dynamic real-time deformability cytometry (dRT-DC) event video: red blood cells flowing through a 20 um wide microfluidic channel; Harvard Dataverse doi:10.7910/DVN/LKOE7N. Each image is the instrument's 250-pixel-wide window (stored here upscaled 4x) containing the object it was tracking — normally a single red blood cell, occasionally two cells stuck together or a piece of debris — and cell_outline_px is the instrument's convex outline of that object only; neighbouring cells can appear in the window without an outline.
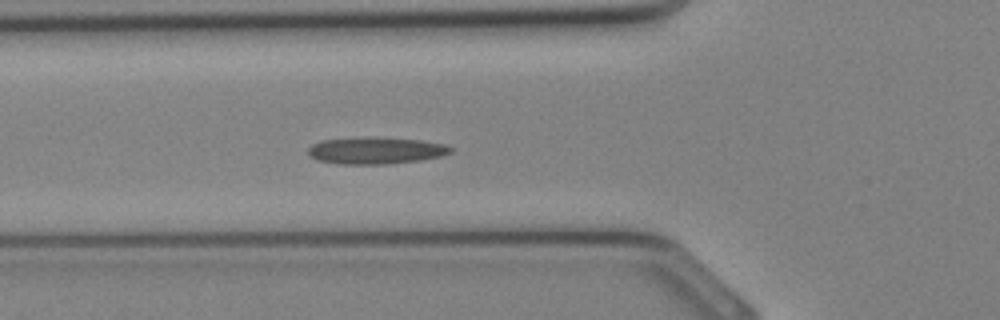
{"species": "Egyptian fruit bat (a non-hibernating species)", "species_latin": "Rousettus aegyptiacus", "temperature_condition": "cold", "stored_images_in_passage": 27, "camera_frame_rate_fps": 3000, "um_per_image_px": 0.085, "animal": {"sex": "female"}, "frame": {"image": 1, "passage_image": 7, "time_ms": 2.0, "image_size_px": [1000, 320], "cell_outline_px": [[452, 152], [440, 156], [420, 160], [388, 164], [336, 164], [320, 160], [312, 156], [308, 152], [308, 148], [312, 144], [320, 140], [368, 136], [420, 140], [444, 144], [452, 148]], "centroid_in_image_um": [31.92, 12.78], "position_along_channel_um": 93.9, "area_um2": 22.37}}
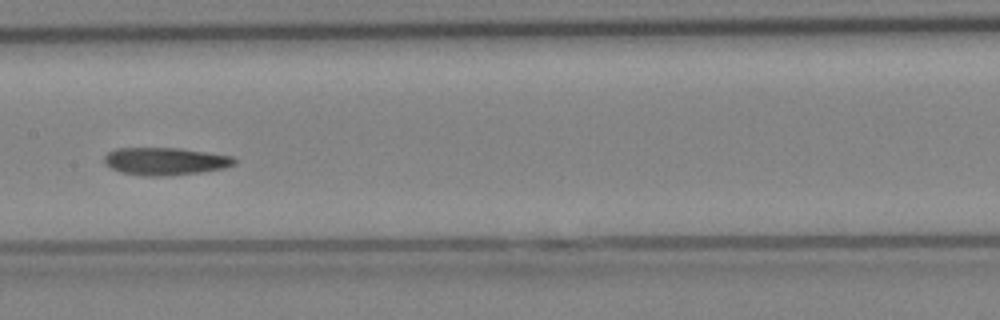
{"frame": {"image": 2, "passage_image": 12, "time_ms": 3.667, "image_size_px": [1000, 320], "cell_outline_px": [[236, 164], [224, 168], [200, 172], [164, 176], [144, 176], [120, 172], [104, 164], [104, 156], [108, 152], [116, 148], [180, 148], [236, 156]], "centroid_in_image_um": [14.06, 13.7], "position_along_channel_um": 193.3, "area_um2": 21.1}}
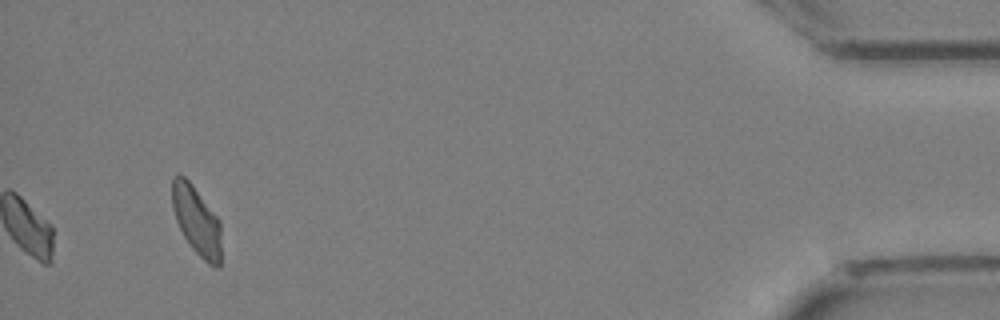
{"frame": {"image": 3, "passage_image": 27, "time_ms": 8.667, "image_size_px": [1000, 320], "cell_outline_px": [[220, 268], [216, 268], [208, 264], [192, 248], [184, 236], [176, 220], [172, 208], [172, 180], [176, 176], [184, 176], [192, 184], [220, 220]], "centroid_in_image_um": [16.72, 18.77], "position_along_channel_um": 418.5, "area_um2": 19.48}}